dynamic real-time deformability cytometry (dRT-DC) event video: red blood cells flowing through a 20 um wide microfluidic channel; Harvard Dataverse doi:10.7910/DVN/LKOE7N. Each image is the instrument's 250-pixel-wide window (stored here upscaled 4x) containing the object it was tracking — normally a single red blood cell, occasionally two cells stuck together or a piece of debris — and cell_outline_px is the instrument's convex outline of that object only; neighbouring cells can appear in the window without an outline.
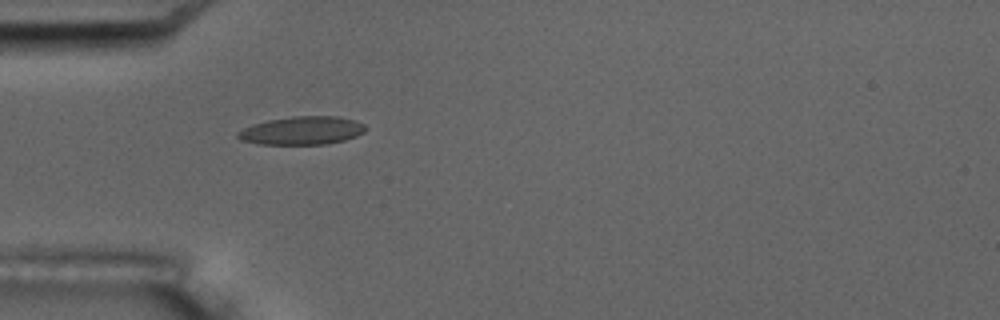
{"species": "common noctule bat (a hibernating species)", "species_latin": "Nyctalus noctula", "temperature_condition": "room temperature", "stored_images_in_passage": 5, "camera_frame_rate_fps": 3000, "um_per_image_px": 0.085, "animal": {"sex": "male", "body_mass_g": 17.5, "forearm_length_mm": 52.3}, "frame": {"image": 1, "passage_image": 5, "time_ms": 4.667, "image_size_px": [1000, 320], "cell_outline_px": [[368, 128], [364, 132], [356, 136], [344, 140], [328, 144], [260, 144], [240, 140], [236, 136], [236, 132], [252, 124], [268, 120], [292, 116], [340, 116], [356, 120], [364, 124]], "centroid_in_image_um": [25.69, 11.09], "position_along_channel_um": 59.3, "area_um2": 21.21}}